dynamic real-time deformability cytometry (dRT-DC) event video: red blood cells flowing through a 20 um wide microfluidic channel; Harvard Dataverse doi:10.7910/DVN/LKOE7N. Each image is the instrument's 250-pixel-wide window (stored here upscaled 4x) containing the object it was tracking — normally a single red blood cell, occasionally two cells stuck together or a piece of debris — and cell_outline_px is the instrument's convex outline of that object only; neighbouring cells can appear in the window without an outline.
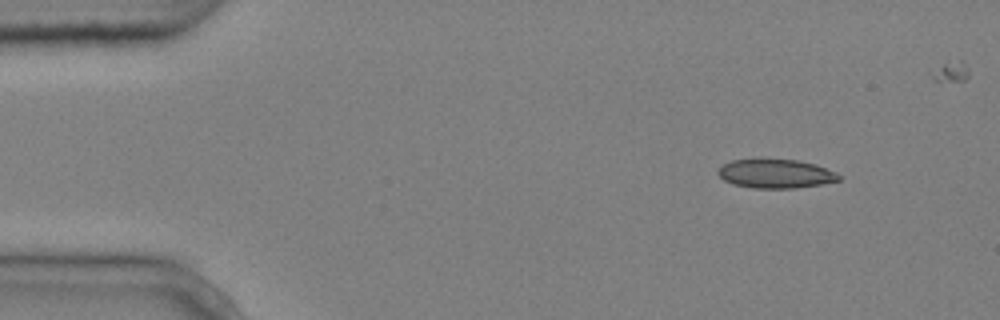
{"species": "common noctule bat (a hibernating species)", "species_latin": "Nyctalus noctula", "temperature_condition": "cold", "stored_images_in_passage": 6, "segment_of_instrument_passage": [2, 2], "camera_frame_rate_fps": 3000, "um_per_image_px": 0.085, "animal": {"sex": "male", "body_mass_g": 20.4}, "frame": {"image": 1, "passage_image": 6, "time_ms": 1.667, "image_size_px": [1000, 320], "cell_outline_px": [[840, 180], [820, 184], [796, 188], [752, 188], [732, 184], [724, 180], [716, 172], [724, 164], [732, 160], [760, 156], [764, 156], [796, 160], [816, 164], [836, 172], [840, 176]], "centroid_in_image_um": [65.89, 14.72], "position_along_channel_um": 19.1, "area_um2": 21.1}}